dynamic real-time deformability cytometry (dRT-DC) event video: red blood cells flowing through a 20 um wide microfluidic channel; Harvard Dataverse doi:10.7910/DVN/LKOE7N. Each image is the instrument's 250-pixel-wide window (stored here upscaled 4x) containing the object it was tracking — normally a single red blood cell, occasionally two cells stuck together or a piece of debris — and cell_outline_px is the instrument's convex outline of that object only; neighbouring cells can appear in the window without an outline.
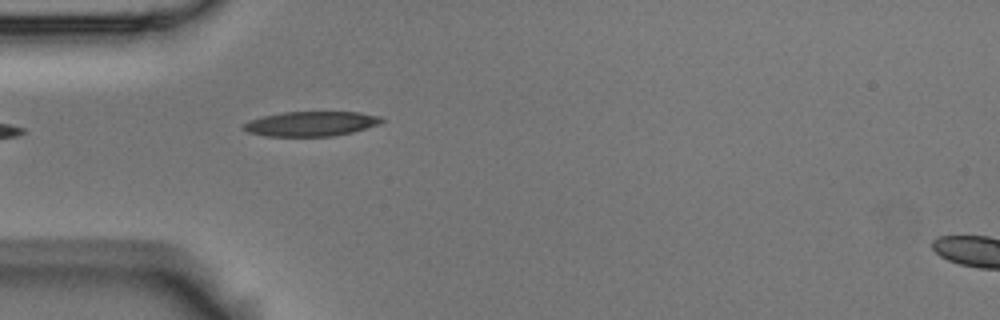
{"species": "Egyptian fruit bat (a non-hibernating species)", "species_latin": "Rousettus aegyptiacus", "temperature_condition": "room temperature", "stored_images_in_passage": 5, "segment_of_instrument_passage": [2, 3], "camera_frame_rate_fps": 3000, "um_per_image_px": 0.085, "animal": {"sex": "male"}, "frame": {"image": 1, "passage_image": 4, "time_ms": 1.0, "image_size_px": [1000, 320], "cell_outline_px": [[384, 120], [380, 124], [352, 132], [332, 136], [264, 136], [248, 132], [244, 128], [244, 124], [252, 120], [264, 116], [284, 112], [360, 112], [380, 116]], "centroid_in_image_um": [26.49, 10.52], "position_along_channel_um": 58.5, "area_um2": 19.71}}